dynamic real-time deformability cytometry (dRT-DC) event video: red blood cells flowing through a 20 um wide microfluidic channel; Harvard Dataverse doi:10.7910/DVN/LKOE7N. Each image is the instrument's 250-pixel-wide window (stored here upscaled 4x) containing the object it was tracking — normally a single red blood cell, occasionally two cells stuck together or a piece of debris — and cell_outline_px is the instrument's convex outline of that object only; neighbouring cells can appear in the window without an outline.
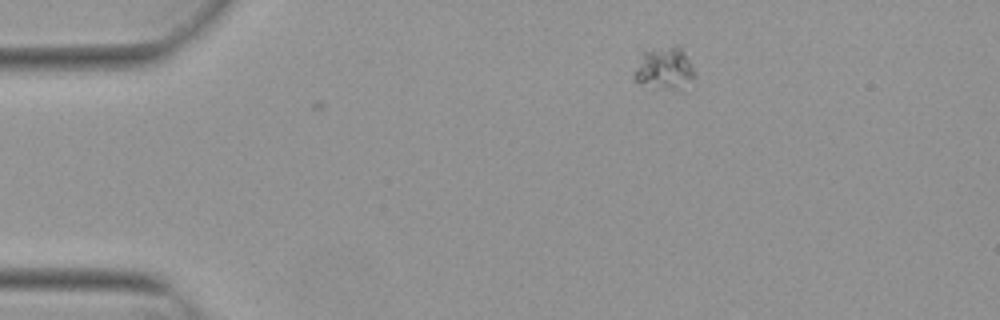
{"species": "Egyptian fruit bat (a non-hibernating species)", "species_latin": "Rousettus aegyptiacus", "temperature_condition": "warm", "stored_images_in_passage": 2, "camera_frame_rate_fps": 3000, "um_per_image_px": 0.085, "animal": {"sex": "female"}, "frame": {"image": 1, "passage_image": 2, "time_ms": 0.333, "image_size_px": [1000, 320], "cell_outline_px": [[696, 76], [688, 92], [676, 92], [640, 84], [632, 80], [632, 76], [640, 52], [652, 48], [676, 44], [680, 44], [696, 72]], "centroid_in_image_um": [56.53, 5.86], "position_along_channel_um": 28.5, "area_um2": 16.47}}